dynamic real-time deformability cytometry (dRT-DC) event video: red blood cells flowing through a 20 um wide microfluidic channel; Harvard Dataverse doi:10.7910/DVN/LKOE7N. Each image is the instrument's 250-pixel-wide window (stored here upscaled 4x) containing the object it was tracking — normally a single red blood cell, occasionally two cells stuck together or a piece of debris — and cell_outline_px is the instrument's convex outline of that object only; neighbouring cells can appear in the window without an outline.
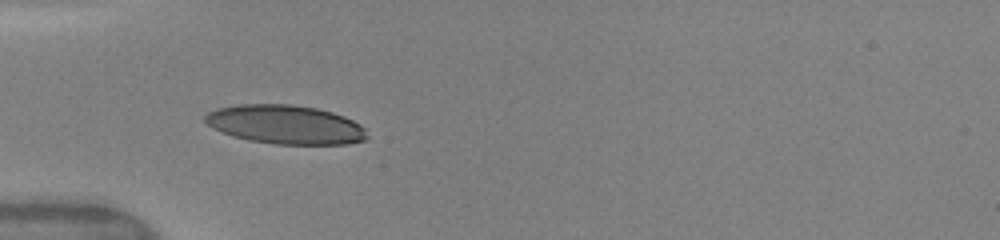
{"species": "human", "species_latin": "Homo sapiens", "temperature_condition": "warm", "stored_images_in_passage": 34, "camera_frame_rate_fps": 3000, "um_per_image_px": 0.085, "donor": {"sex": "female"}, "frame": {"image": 1, "passage_image": 1, "time_ms": 0.0, "image_size_px": [1000, 240], "cell_outline_px": [[368, 140], [348, 144], [272, 144], [248, 140], [232, 136], [212, 128], [204, 120], [204, 116], [208, 112], [216, 108], [236, 104], [292, 104], [316, 108], [332, 112], [344, 116], [360, 124], [364, 128], [368, 136]], "centroid_in_image_um": [24.25, 10.59], "position_along_channel_um": 60.7, "area_um2": 37.05}}
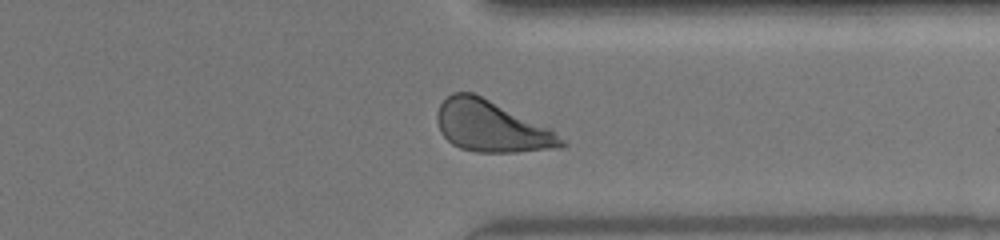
{"frame": {"image": 2, "passage_image": 25, "time_ms": 7.667, "image_size_px": [1000, 240], "cell_outline_px": [[568, 144], [564, 148], [516, 152], [476, 152], [460, 148], [452, 144], [440, 132], [436, 120], [436, 112], [440, 104], [452, 92], [472, 92], [548, 128], [564, 140]], "centroid_in_image_um": [41.74, 10.77], "position_along_channel_um": 369.7, "area_um2": 36.65}}
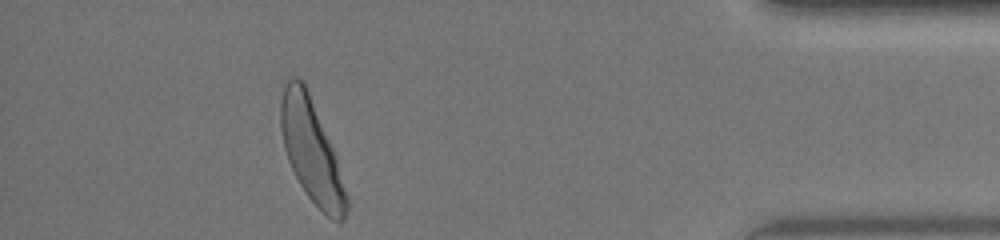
{"frame": {"image": 3, "passage_image": 30, "time_ms": 9.667, "image_size_px": [1000, 240], "cell_outline_px": [[348, 208], [344, 220], [340, 224], [332, 220], [308, 196], [300, 184], [288, 160], [284, 148], [280, 128], [280, 100], [284, 88], [288, 80], [292, 76], [296, 76], [304, 84], [308, 92], [332, 148], [348, 196]], "centroid_in_image_um": [26.46, 12.87], "position_along_channel_um": 408.7, "area_um2": 38.38}, "authors_computed_cell_mechanics": {"area_um2": 37.0498, "velocity_mm_per_s": 4.0893, "shape_relaxation_time_tau1_ms": 2.8048, "shape_relaxation_time_tau2_ms": null, "deformation_change_tau1": 0.1594, "deformation_change_tau2": null}}